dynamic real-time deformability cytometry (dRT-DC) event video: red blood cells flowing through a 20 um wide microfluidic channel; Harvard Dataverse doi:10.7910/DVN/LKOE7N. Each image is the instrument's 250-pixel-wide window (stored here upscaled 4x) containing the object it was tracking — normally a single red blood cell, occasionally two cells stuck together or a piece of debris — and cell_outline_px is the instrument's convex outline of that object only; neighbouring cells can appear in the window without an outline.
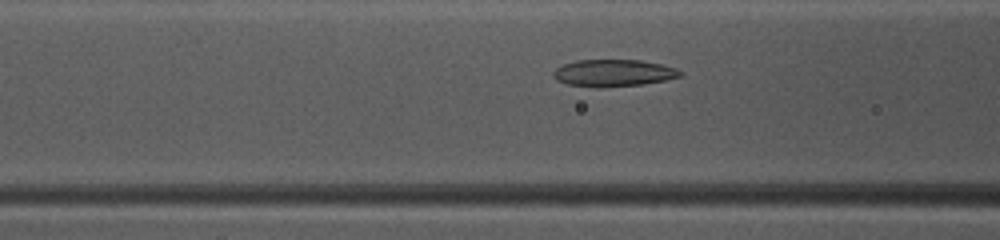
{"species": "common noctule bat (a hibernating species)", "species_latin": "Nyctalus noctula", "temperature_condition": "warm", "stored_images_in_passage": 41, "camera_frame_rate_fps": 3000, "um_per_image_px": 0.085, "animal": {"sex": "female", "body_mass_g": 10.0, "forearm_length_mm": 53.1}, "frame": {"image": 1, "passage_image": 19, "time_ms": 6.0, "image_size_px": [1000, 240], "cell_outline_px": [[684, 72], [680, 76], [664, 80], [640, 84], [600, 88], [596, 88], [568, 84], [556, 80], [552, 76], [552, 72], [556, 68], [564, 64], [576, 60], [640, 60], [664, 64], [676, 68]], "centroid_in_image_um": [52.13, 6.2], "position_along_channel_um": 114.5, "area_um2": 20.06}}
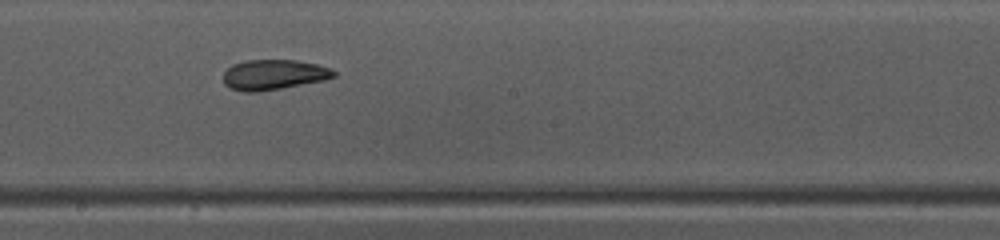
{"frame": {"image": 2, "passage_image": 27, "time_ms": 8.667, "image_size_px": [1000, 240], "cell_outline_px": [[336, 76], [324, 80], [280, 88], [256, 92], [244, 92], [228, 88], [224, 84], [224, 72], [232, 64], [244, 60], [296, 60], [316, 64], [332, 68], [336, 72]], "centroid_in_image_um": [23.25, 6.34], "position_along_channel_um": 225.0, "area_um2": 19.48}}
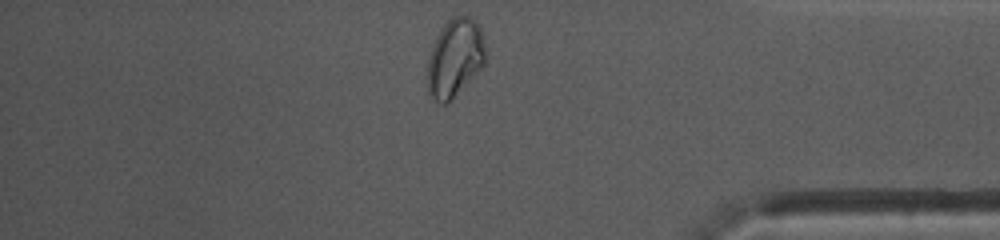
{"frame": {"image": 3, "passage_image": 41, "time_ms": 13.333, "image_size_px": [1000, 240], "cell_outline_px": [[488, 52], [484, 64], [452, 100], [444, 104], [440, 104], [428, 96], [428, 56], [436, 36], [444, 24], [452, 16], [472, 16], [476, 20], [484, 32]], "centroid_in_image_um": [38.7, 4.89], "position_along_channel_um": 396.5, "area_um2": 27.11}, "authors_computed_cell_mechanics": {"area_um2": 20.519, "velocity_mm_per_s": 4.133, "shape_relaxation_time_tau1_ms": 3.5586, "shape_relaxation_time_tau2_ms": 2.0879, "deformation_change_tau1": 0.1375, "deformation_change_tau2": 0.0611}}